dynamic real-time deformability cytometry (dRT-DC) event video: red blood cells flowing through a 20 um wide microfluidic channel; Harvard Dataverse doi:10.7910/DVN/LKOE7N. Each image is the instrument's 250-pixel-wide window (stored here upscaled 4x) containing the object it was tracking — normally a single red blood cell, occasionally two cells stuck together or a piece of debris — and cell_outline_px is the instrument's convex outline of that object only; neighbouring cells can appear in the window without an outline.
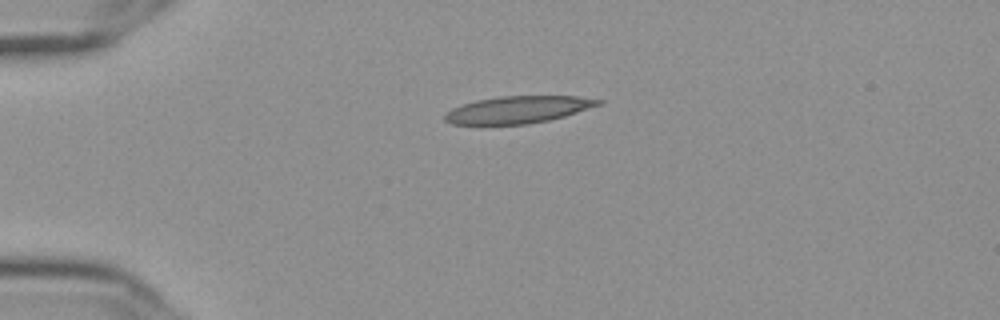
{"species": "Egyptian fruit bat (a non-hibernating species)", "species_latin": "Rousettus aegyptiacus", "temperature_condition": "cold", "stored_images_in_passage": 43, "camera_frame_rate_fps": 3000, "um_per_image_px": 0.085, "frame": {"image": 1, "passage_image": 1, "time_ms": 0.0, "image_size_px": [1000, 320], "cell_outline_px": [[604, 104], [564, 116], [548, 120], [528, 124], [452, 124], [444, 120], [444, 116], [452, 108], [476, 100], [500, 96], [576, 96], [604, 100]], "centroid_in_image_um": [44.08, 9.31], "position_along_channel_um": 40.9, "area_um2": 24.16}}
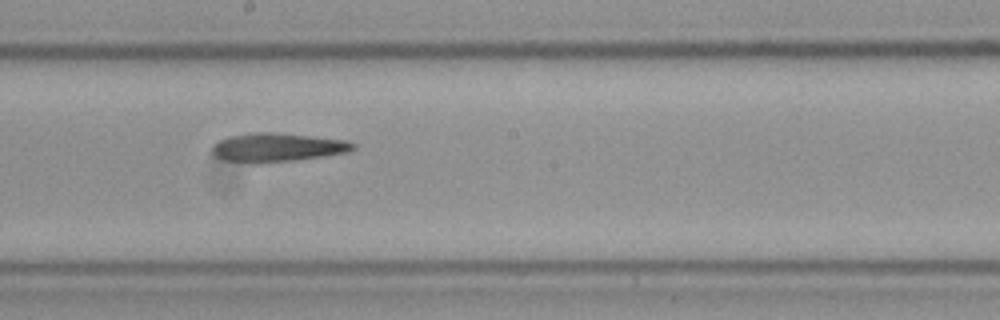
{"frame": {"image": 2, "passage_image": 19, "time_ms": 6.0, "image_size_px": [1000, 320], "cell_outline_px": [[356, 148], [348, 152], [324, 156], [296, 160], [260, 164], [252, 164], [224, 160], [216, 156], [212, 152], [212, 144], [216, 140], [228, 136], [256, 132], [272, 132], [348, 140], [356, 144]], "centroid_in_image_um": [23.54, 12.54], "position_along_channel_um": 224.7, "area_um2": 23.99}}
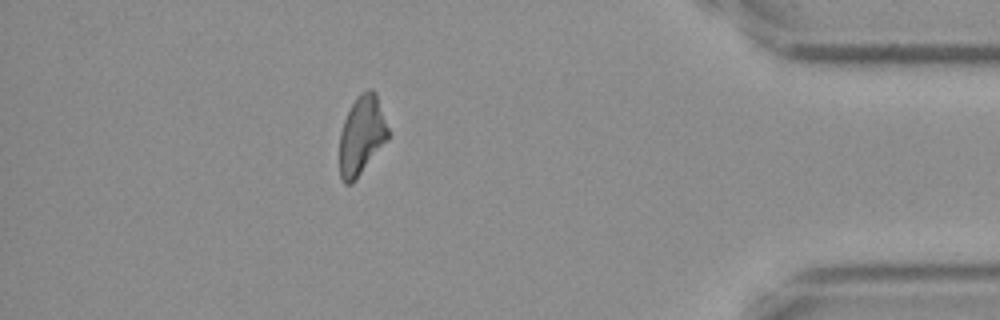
{"frame": {"image": 3, "passage_image": 37, "time_ms": 12.0, "image_size_px": [1000, 320], "cell_outline_px": [[388, 140], [356, 180], [352, 184], [344, 184], [340, 176], [340, 132], [344, 120], [356, 96], [360, 92], [368, 88], [372, 88], [376, 92], [388, 128]], "centroid_in_image_um": [30.74, 11.5], "position_along_channel_um": 404.5, "area_um2": 22.48}}